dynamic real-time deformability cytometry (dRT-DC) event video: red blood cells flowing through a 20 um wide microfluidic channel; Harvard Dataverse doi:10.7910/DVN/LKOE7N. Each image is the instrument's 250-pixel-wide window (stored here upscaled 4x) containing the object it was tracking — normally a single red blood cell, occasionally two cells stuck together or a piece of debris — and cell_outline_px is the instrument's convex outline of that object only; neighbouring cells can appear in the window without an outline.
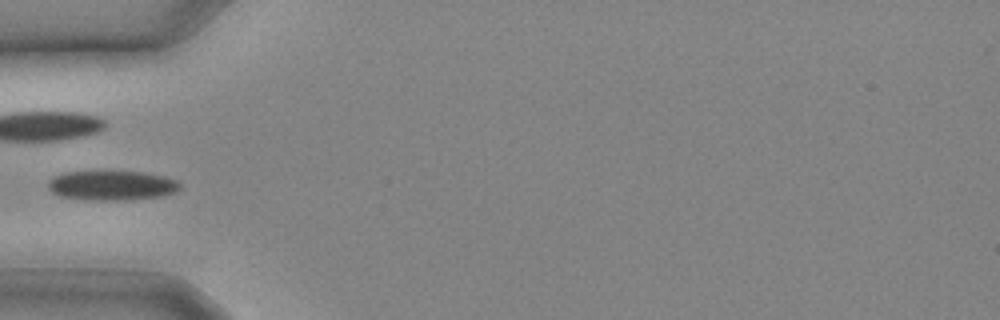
{"species": "common noctule bat (a hibernating species)", "species_latin": "Nyctalus noctula", "temperature_condition": "cold", "stored_images_in_passage": 10, "camera_frame_rate_fps": 3000, "um_per_image_px": 0.085, "animal": {"sex": "male", "body_mass_g": 20.4}, "frame": {"image": 1, "passage_image": 9, "time_ms": 2.667, "image_size_px": [1000, 320], "cell_outline_px": [[180, 188], [176, 192], [160, 196], [124, 200], [96, 200], [60, 196], [52, 192], [48, 188], [48, 180], [64, 172], [144, 172], [164, 176], [176, 180], [180, 184]], "centroid_in_image_um": [9.52, 15.76], "position_along_channel_um": 75.5, "area_um2": 22.48}}